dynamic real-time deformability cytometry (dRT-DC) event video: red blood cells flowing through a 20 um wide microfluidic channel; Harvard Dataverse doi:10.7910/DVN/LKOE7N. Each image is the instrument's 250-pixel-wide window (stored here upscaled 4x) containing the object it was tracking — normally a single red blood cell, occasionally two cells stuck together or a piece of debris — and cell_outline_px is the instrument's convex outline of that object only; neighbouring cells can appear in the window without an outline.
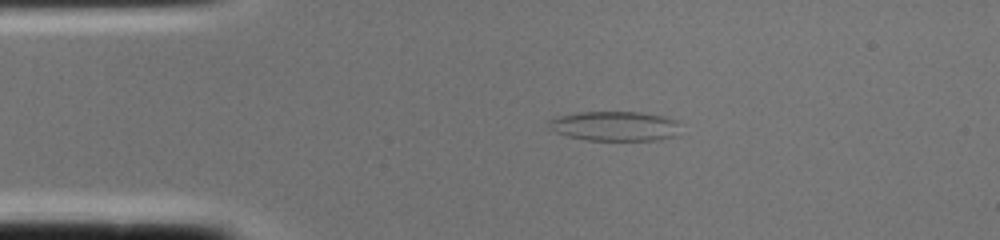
{"species": "common noctule bat (a hibernating species)", "species_latin": "Nyctalus noctula", "temperature_condition": "cold", "stored_images_in_passage": 2, "camera_frame_rate_fps": 3000, "um_per_image_px": 0.085, "animal": {"sex": "female", "body_mass_g": 22.0, "forearm_length_mm": 56.7}, "frame": {"image": 1, "passage_image": 2, "time_ms": 0.333, "image_size_px": [1000, 240], "cell_outline_px": [[676, 136], [660, 140], [588, 140], [568, 136], [556, 132], [548, 124], [548, 120], [560, 116], [580, 112], [640, 112], [664, 116], [676, 120]], "centroid_in_image_um": [52.26, 10.72], "position_along_channel_um": 32.7, "area_um2": 22.48}}